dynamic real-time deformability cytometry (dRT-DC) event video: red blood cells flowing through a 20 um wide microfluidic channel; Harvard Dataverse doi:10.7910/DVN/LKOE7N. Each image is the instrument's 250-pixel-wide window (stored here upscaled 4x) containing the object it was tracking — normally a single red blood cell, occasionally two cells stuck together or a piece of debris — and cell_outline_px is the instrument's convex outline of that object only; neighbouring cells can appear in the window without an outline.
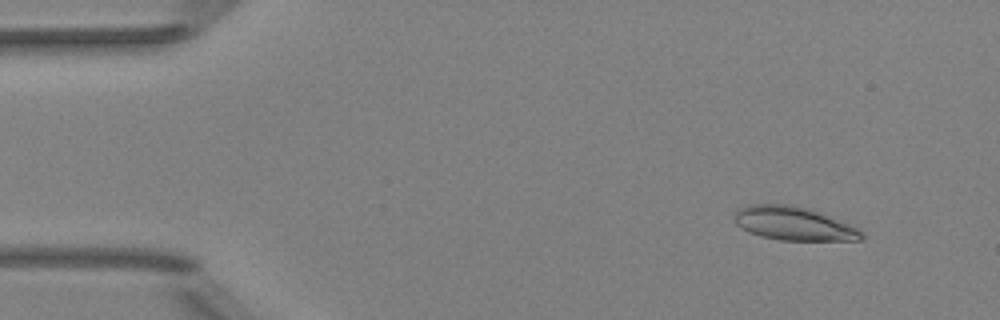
{"species": "Egyptian fruit bat (a non-hibernating species)", "species_latin": "Rousettus aegyptiacus", "temperature_condition": "room temperature", "stored_images_in_passage": 51, "camera_frame_rate_fps": 3000, "um_per_image_px": 0.085, "animal": {"sex": "female"}, "frame": {"image": 1, "passage_image": 5, "time_ms": 1.333, "image_size_px": [1000, 320], "cell_outline_px": [[864, 240], [780, 240], [760, 236], [748, 232], [740, 228], [736, 224], [732, 216], [736, 208], [748, 204], [792, 204], [812, 208], [860, 228], [864, 232]], "centroid_in_image_um": [67.46, 18.98], "position_along_channel_um": 17.5, "area_um2": 25.66}}
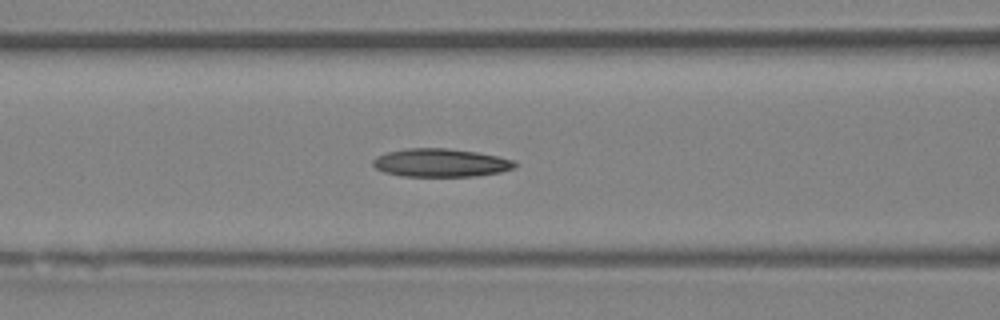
{"frame": {"image": 2, "passage_image": 21, "time_ms": 6.667, "image_size_px": [1000, 320], "cell_outline_px": [[516, 168], [500, 172], [476, 176], [404, 176], [384, 172], [376, 168], [372, 164], [372, 160], [376, 156], [388, 152], [408, 148], [448, 148], [476, 152], [516, 160]], "centroid_in_image_um": [37.47, 13.83], "position_along_channel_um": 129.1, "area_um2": 23.35}}
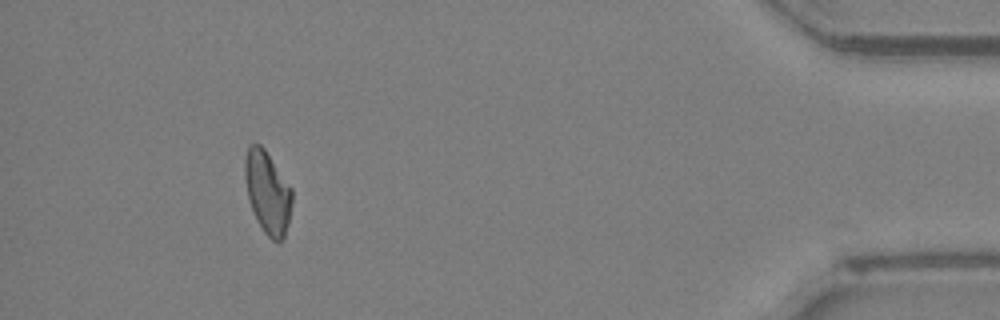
{"frame": {"image": 3, "passage_image": 47, "time_ms": 15.333, "image_size_px": [1000, 320], "cell_outline_px": [[292, 200], [288, 224], [284, 240], [280, 244], [276, 244], [264, 232], [256, 220], [248, 200], [244, 176], [244, 164], [248, 144], [260, 144], [264, 148], [292, 188]], "centroid_in_image_um": [22.74, 16.39], "position_along_channel_um": 412.5, "area_um2": 23.0}, "authors_computed_cell_mechanics": {"area_um2": 23.2934, "velocity_mm_per_s": 4.0023, "shape_relaxation_time_tau1_ms": null, "shape_relaxation_time_tau2_ms": 4.8603, "deformation_change_tau1": null, "deformation_change_tau2": 0.129}}